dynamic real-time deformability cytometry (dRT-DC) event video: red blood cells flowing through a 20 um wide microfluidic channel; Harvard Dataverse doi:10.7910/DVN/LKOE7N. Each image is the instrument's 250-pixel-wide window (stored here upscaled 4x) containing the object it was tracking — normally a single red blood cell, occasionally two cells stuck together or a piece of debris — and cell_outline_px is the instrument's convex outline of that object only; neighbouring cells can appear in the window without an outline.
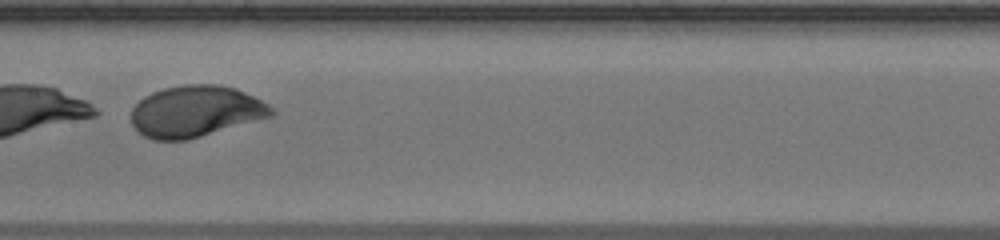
{"species": "human", "species_latin": "Homo sapiens", "temperature_condition": "warm", "stored_images_in_passage": 48, "camera_frame_rate_fps": 3000, "um_per_image_px": 0.085, "donor": {"sex": "male"}, "frame": {"image": 1, "passage_image": 25, "time_ms": 8.0, "image_size_px": [1000, 240], "cell_outline_px": [[276, 112], [272, 116], [188, 140], [152, 140], [144, 136], [132, 124], [132, 108], [144, 96], [152, 92], [164, 88], [184, 84], [220, 84], [236, 88], [268, 104]], "centroid_in_image_um": [16.63, 9.46], "position_along_channel_um": 190.8, "area_um2": 41.91}}
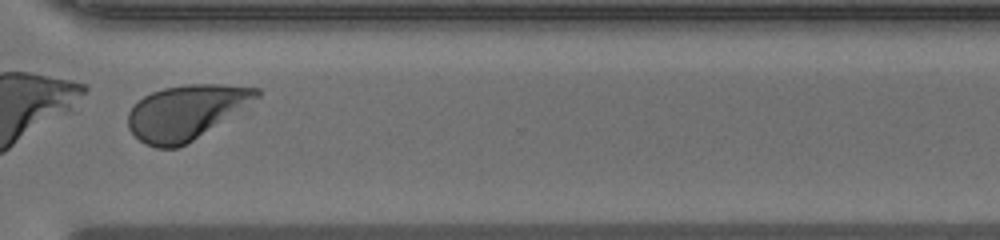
{"frame": {"image": 2, "passage_image": 37, "time_ms": 12.0, "image_size_px": [1000, 240], "cell_outline_px": [[260, 96], [180, 148], [156, 148], [144, 144], [128, 128], [128, 112], [144, 96], [152, 92], [164, 88], [184, 84], [216, 84], [260, 88]], "centroid_in_image_um": [15.76, 9.54], "position_along_channel_um": 354.8, "area_um2": 40.11}}